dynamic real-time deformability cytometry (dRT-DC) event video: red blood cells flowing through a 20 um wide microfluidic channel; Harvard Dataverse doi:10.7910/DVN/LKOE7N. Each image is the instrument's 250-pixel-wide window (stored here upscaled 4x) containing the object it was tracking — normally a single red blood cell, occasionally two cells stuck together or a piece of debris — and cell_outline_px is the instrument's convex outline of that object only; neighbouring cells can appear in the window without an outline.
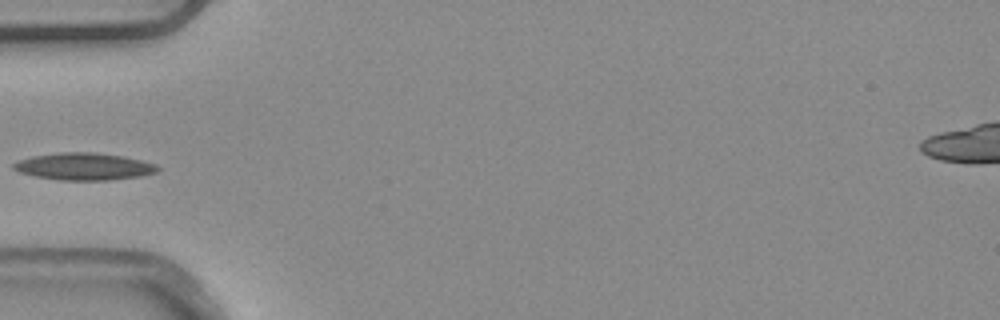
{"species": "common noctule bat (a hibernating species)", "species_latin": "Nyctalus noctula", "temperature_condition": "warm", "stored_images_in_passage": 4, "camera_frame_rate_fps": 3000, "um_per_image_px": 0.085, "animal": {"sex": "male", "body_mass_g": 20.4}, "frame": {"image": 1, "passage_image": 4, "time_ms": 1.0, "image_size_px": [1000, 320], "cell_outline_px": [[160, 168], [156, 172], [140, 176], [108, 180], [60, 180], [36, 176], [20, 172], [12, 168], [12, 164], [20, 160], [32, 156], [60, 152], [96, 152], [124, 156], [156, 164]], "centroid_in_image_um": [7.15, 14.14], "position_along_channel_um": 77.9, "area_um2": 22.72}}